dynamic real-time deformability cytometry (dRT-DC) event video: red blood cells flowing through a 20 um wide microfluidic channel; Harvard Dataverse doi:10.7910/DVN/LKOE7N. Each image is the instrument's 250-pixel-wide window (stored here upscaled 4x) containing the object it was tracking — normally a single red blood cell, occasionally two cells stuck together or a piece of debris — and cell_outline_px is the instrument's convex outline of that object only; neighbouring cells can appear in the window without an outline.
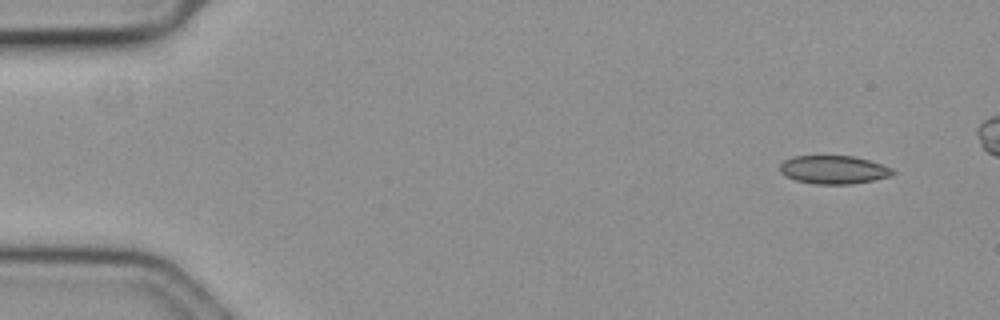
{"species": "common noctule bat (a hibernating species)", "species_latin": "Nyctalus noctula", "temperature_condition": "cold", "stored_images_in_passage": 50, "camera_frame_rate_fps": 3000, "um_per_image_px": 0.085, "animal": {"sex": "female", "body_mass_g": 19.3, "forearm_length_mm": 54.1}, "frame": {"image": 1, "passage_image": 1, "time_ms": 0.0, "image_size_px": [1000, 320], "cell_outline_px": [[896, 172], [888, 176], [872, 180], [852, 184], [812, 184], [796, 180], [780, 172], [780, 164], [784, 160], [792, 156], [852, 156], [868, 160], [892, 168]], "centroid_in_image_um": [70.83, 14.42], "position_along_channel_um": 14.2, "area_um2": 18.44}}
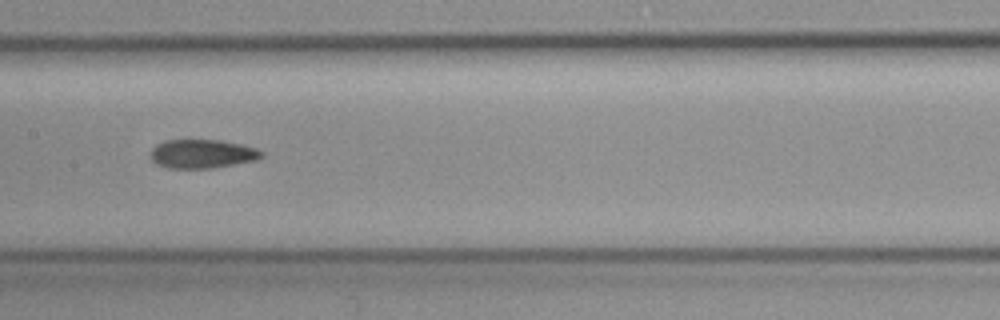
{"frame": {"image": 2, "passage_image": 26, "time_ms": 8.333, "image_size_px": [1000, 320], "cell_outline_px": [[264, 156], [256, 160], [212, 168], [168, 168], [156, 164], [148, 156], [152, 148], [156, 144], [164, 140], [220, 140], [240, 144], [256, 148], [264, 152]], "centroid_in_image_um": [17.16, 13.07], "position_along_channel_um": 190.2, "area_um2": 18.79}}
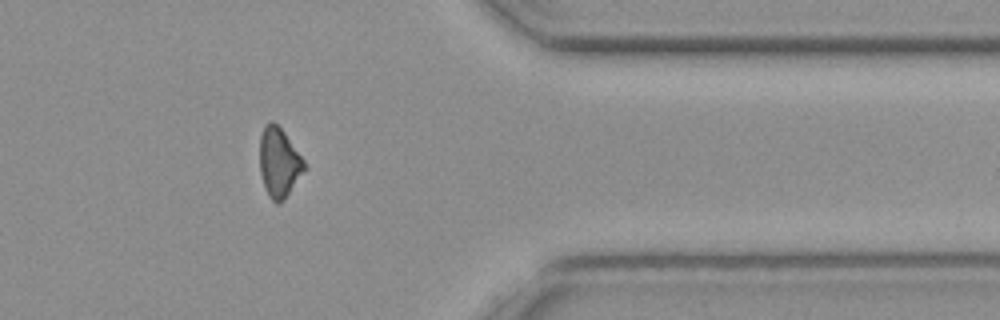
{"frame": {"image": 3, "passage_image": 44, "time_ms": 14.333, "image_size_px": [1000, 320], "cell_outline_px": [[304, 168], [284, 200], [280, 204], [276, 204], [268, 196], [264, 188], [260, 172], [260, 136], [264, 124], [272, 120], [284, 132], [304, 160]], "centroid_in_image_um": [23.67, 13.81], "position_along_channel_um": 387.7, "area_um2": 17.8}}